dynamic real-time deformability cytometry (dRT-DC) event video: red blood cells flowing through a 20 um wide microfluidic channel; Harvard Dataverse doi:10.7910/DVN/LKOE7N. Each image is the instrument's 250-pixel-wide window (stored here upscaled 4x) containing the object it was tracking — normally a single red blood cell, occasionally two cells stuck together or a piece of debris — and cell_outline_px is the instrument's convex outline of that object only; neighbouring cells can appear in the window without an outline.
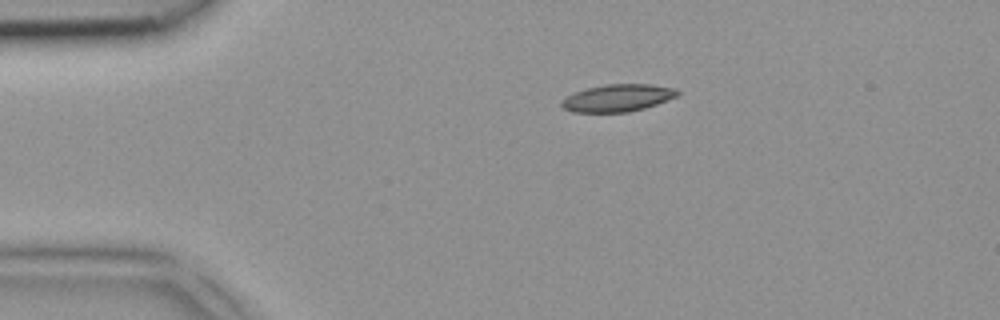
{"species": "common noctule bat (a hibernating species)", "species_latin": "Nyctalus noctula", "temperature_condition": "room temperature", "stored_images_in_passage": 2, "camera_frame_rate_fps": 3000, "um_per_image_px": 0.085, "animal": {"sex": "female", "body_mass_g": 18.4}, "frame": {"image": 1, "passage_image": 1, "time_ms": 0.0, "image_size_px": [1000, 320], "cell_outline_px": [[680, 92], [676, 96], [656, 104], [644, 108], [628, 112], [572, 112], [564, 108], [560, 104], [568, 96], [576, 92], [588, 88], [608, 84], [648, 84], [676, 88]], "centroid_in_image_um": [52.52, 8.32], "position_along_channel_um": 32.5, "area_um2": 18.09}}